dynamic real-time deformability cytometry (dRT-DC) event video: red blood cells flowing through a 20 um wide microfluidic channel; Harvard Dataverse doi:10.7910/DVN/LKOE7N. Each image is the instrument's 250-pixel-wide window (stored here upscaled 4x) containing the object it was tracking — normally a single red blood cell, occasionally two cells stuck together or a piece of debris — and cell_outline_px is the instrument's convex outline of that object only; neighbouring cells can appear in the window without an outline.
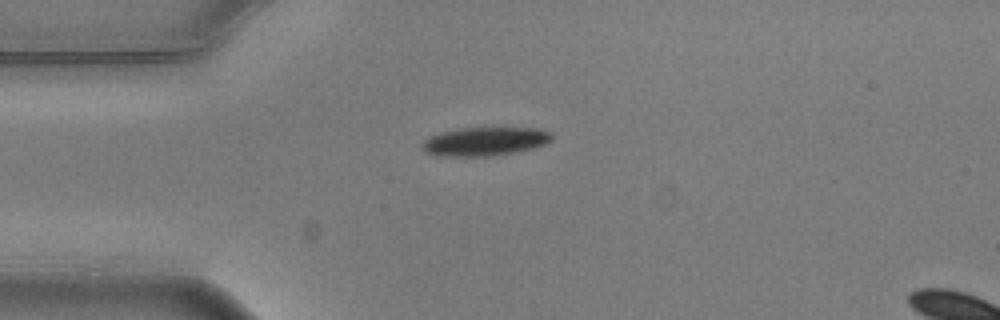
{"species": "common noctule bat (a hibernating species)", "species_latin": "Nyctalus noctula", "temperature_condition": "warm", "stored_images_in_passage": 3, "camera_frame_rate_fps": 3000, "um_per_image_px": 0.085, "animal": {"sex": "male", "body_mass_g": 20.5, "forearm_length_mm": 52.5}, "frame": {"image": 1, "passage_image": 1, "time_ms": 0.0, "image_size_px": [1000, 320], "cell_outline_px": [[552, 140], [548, 144], [516, 152], [492, 156], [440, 156], [424, 152], [420, 148], [420, 144], [428, 136], [440, 132], [460, 128], [544, 128], [552, 132]], "centroid_in_image_um": [41.22, 12.02], "position_along_channel_um": 43.8, "area_um2": 22.08}}